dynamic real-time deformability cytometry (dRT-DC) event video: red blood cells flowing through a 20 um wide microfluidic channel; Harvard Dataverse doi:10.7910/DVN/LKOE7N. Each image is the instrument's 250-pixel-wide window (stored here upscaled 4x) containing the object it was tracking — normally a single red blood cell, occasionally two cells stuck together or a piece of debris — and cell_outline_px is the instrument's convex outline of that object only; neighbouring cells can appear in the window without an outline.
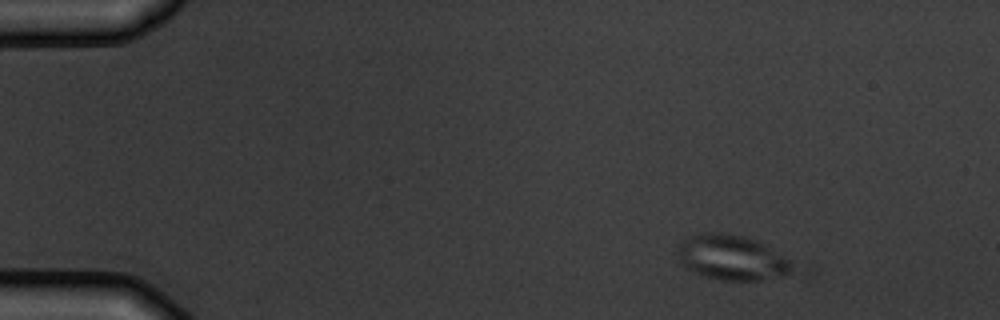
{"species": "common noctule bat (a hibernating species)", "species_latin": "Nyctalus noctula", "temperature_condition": "warm", "stored_images_in_passage": 5, "segment_of_instrument_passage": [1, 2], "camera_frame_rate_fps": 3000, "um_per_image_px": 0.085, "animal": {"sex": "male", "body_mass_g": 19.5, "forearm_length_mm": 54.6}, "frame": {"image": 1, "passage_image": 1, "time_ms": 0.0, "image_size_px": [1000, 320], "cell_outline_px": [[800, 264], [792, 272], [756, 280], [720, 280], [704, 276], [692, 272], [680, 260], [680, 240], [688, 236], [704, 232], [724, 232], [744, 236], [756, 240], [764, 244]], "centroid_in_image_um": [62.26, 21.87], "position_along_channel_um": 22.7, "area_um2": 30.23}}